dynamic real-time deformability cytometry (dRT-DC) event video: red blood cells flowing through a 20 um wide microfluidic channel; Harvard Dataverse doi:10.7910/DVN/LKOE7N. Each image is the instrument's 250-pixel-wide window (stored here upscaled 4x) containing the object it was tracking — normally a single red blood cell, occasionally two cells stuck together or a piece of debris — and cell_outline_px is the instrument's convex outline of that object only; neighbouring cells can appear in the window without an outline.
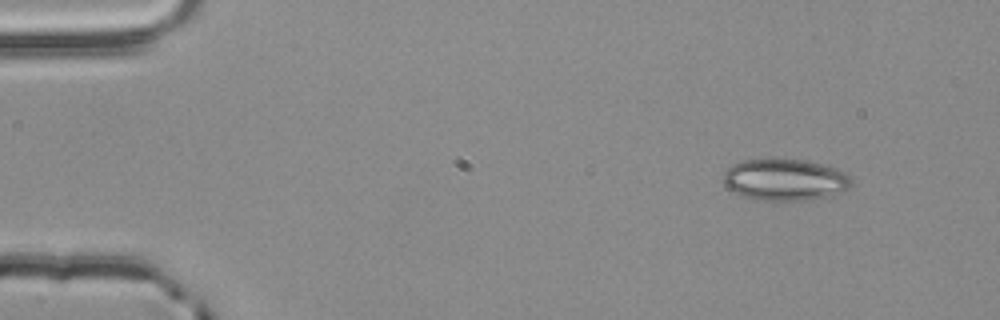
{"species": "common noctule bat (a hibernating species)", "species_latin": "Nyctalus noctula", "temperature_condition": "room temperature", "stored_images_in_passage": 49, "camera_frame_rate_fps": 3000, "um_per_image_px": 0.085, "animal": {"sex": "male", "body_mass_g": 20.4}, "frame": {"image": 1, "passage_image": 1, "time_ms": 0.0, "image_size_px": [1000, 320], "cell_outline_px": [[852, 184], [848, 188], [832, 196], [804, 200], [756, 200], [744, 196], [728, 188], [724, 184], [724, 172], [732, 164], [740, 160], [800, 160], [820, 164], [836, 168], [852, 176]], "centroid_in_image_um": [66.74, 15.29], "position_along_channel_um": 18.3, "area_um2": 30.81}}
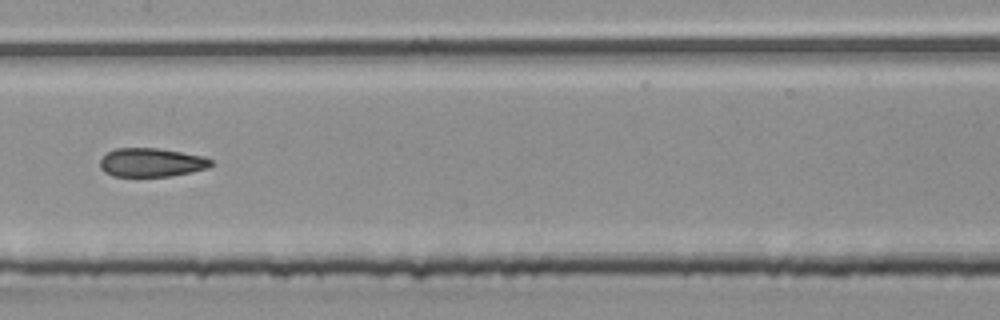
{"frame": {"image": 2, "passage_image": 23, "time_ms": 7.333, "image_size_px": [1000, 320], "cell_outline_px": [[212, 164], [208, 168], [192, 172], [172, 176], [112, 176], [104, 172], [100, 168], [100, 160], [108, 152], [116, 148], [156, 148], [204, 156], [212, 160]], "centroid_in_image_um": [12.87, 13.81], "position_along_channel_um": 194.5, "area_um2": 18.55}}
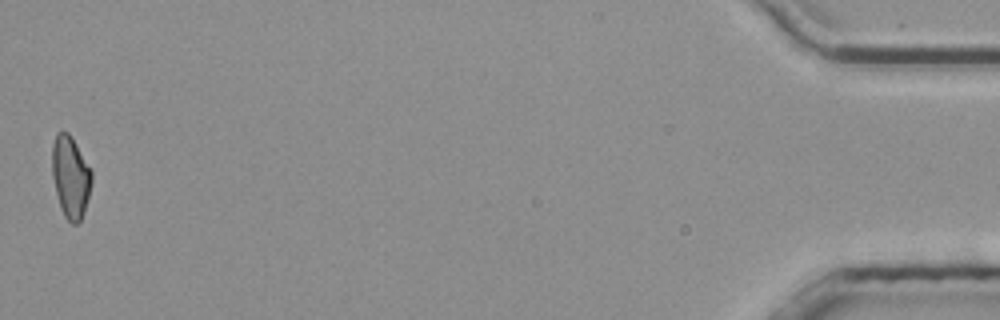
{"frame": {"image": 3, "passage_image": 49, "time_ms": 16.0, "image_size_px": [1000, 320], "cell_outline_px": [[92, 180], [84, 212], [80, 220], [76, 224], [72, 224], [64, 216], [60, 208], [52, 176], [52, 144], [56, 132], [68, 132], [72, 136], [92, 172]], "centroid_in_image_um": [5.98, 15.02], "position_along_channel_um": 429.2, "area_um2": 18.84}, "authors_computed_cell_mechanics": {"area_um2": 19.1896, "velocity_mm_per_s": 3.8745, "shape_relaxation_time_tau1_ms": 9.1366, "shape_relaxation_time_tau2_ms": 2.7035, "deformation_change_tau1": 0.182, "deformation_change_tau2": 0.1049}}